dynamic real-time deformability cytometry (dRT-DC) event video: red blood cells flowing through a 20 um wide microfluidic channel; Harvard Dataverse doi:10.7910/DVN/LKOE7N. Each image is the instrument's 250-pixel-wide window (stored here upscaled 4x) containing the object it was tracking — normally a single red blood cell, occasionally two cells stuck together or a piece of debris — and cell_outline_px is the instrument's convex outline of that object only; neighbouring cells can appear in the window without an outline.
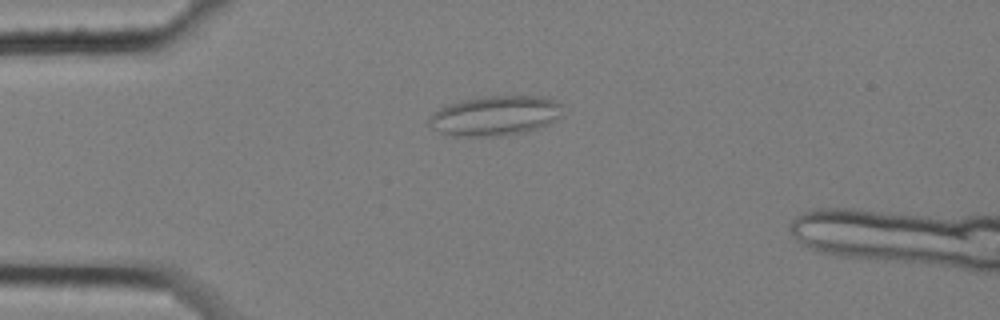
{"species": "common noctule bat (a hibernating species)", "species_latin": "Nyctalus noctula", "temperature_condition": "cold", "stored_images_in_passage": 5, "camera_frame_rate_fps": 3000, "um_per_image_px": 0.085, "animal": {"sex": "female", "body_mass_g": 25.1}, "frame": {"image": 1, "passage_image": 4, "time_ms": 1.0, "image_size_px": [1000, 320], "cell_outline_px": [[564, 116], [548, 124], [524, 132], [496, 136], [452, 136], [440, 132], [432, 128], [428, 124], [428, 120], [432, 112], [444, 104], [460, 100], [484, 96], [540, 96], [552, 100], [560, 104]], "centroid_in_image_um": [42.04, 9.83], "position_along_channel_um": 43.0, "area_um2": 31.27}}